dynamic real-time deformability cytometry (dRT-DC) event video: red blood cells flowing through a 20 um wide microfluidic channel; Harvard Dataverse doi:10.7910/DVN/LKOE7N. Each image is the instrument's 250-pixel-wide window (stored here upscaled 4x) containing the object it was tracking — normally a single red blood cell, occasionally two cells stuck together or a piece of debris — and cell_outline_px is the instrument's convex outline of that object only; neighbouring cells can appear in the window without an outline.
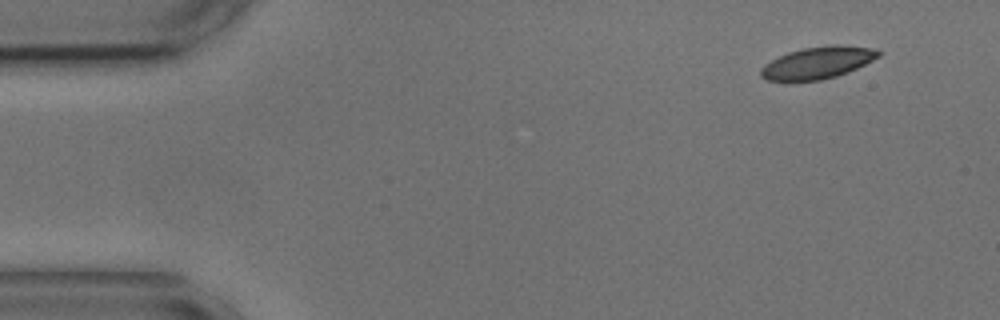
{"species": "common noctule bat (a hibernating species)", "species_latin": "Nyctalus noctula", "temperature_condition": "cold", "stored_images_in_passage": 52, "camera_frame_rate_fps": 3000, "um_per_image_px": 0.085, "animal": {"sex": "male", "body_mass_g": 17.9, "forearm_length_mm": 54.2}, "frame": {"image": 1, "passage_image": 1, "time_ms": 0.0, "image_size_px": [1000, 320], "cell_outline_px": [[884, 52], [880, 56], [848, 72], [836, 76], [820, 80], [768, 80], [760, 76], [760, 68], [764, 64], [788, 52], [804, 48], [828, 44], [836, 44], [872, 48]], "centroid_in_image_um": [69.52, 5.31], "position_along_channel_um": 15.5, "area_um2": 21.79}}
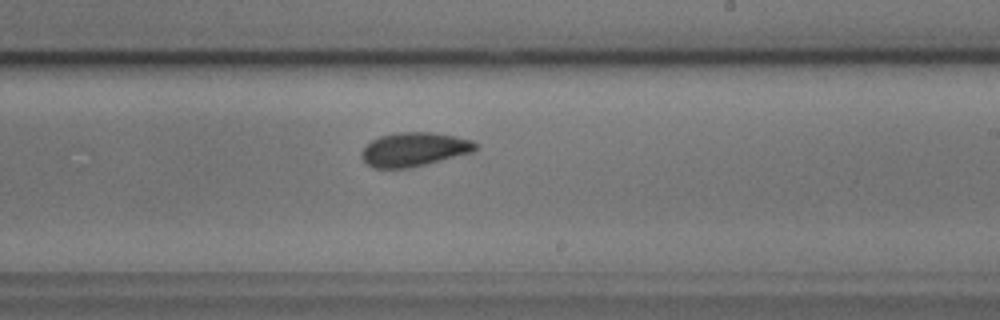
{"frame": {"image": 2, "passage_image": 29, "time_ms": 9.333, "image_size_px": [1000, 320], "cell_outline_px": [[480, 144], [472, 152], [408, 168], [372, 168], [364, 164], [360, 156], [360, 152], [372, 140], [380, 136], [400, 132], [432, 132], [472, 140]], "centroid_in_image_um": [35.15, 12.7], "position_along_channel_um": 253.8, "area_um2": 22.43}}
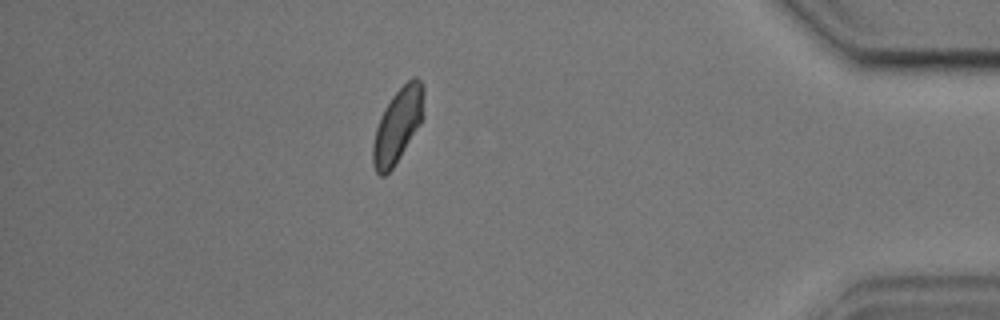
{"frame": {"image": 3, "passage_image": 45, "time_ms": 14.667, "image_size_px": [1000, 320], "cell_outline_px": [[424, 116], [420, 124], [400, 156], [392, 168], [384, 176], [380, 176], [376, 172], [372, 164], [372, 144], [376, 128], [380, 116], [384, 108], [392, 96], [412, 76], [416, 76], [424, 84]], "centroid_in_image_um": [33.81, 10.62], "position_along_channel_um": 401.4, "area_um2": 22.14}, "authors_computed_cell_mechanics": {"area_um2": 22.2241, "velocity_mm_per_s": 3.5729, "shape_relaxation_time_tau1_ms": 2.8115, "shape_relaxation_time_tau2_ms": 3.046, "deformation_change_tau1": 0.0925, "deformation_change_tau2": 0.0702}}